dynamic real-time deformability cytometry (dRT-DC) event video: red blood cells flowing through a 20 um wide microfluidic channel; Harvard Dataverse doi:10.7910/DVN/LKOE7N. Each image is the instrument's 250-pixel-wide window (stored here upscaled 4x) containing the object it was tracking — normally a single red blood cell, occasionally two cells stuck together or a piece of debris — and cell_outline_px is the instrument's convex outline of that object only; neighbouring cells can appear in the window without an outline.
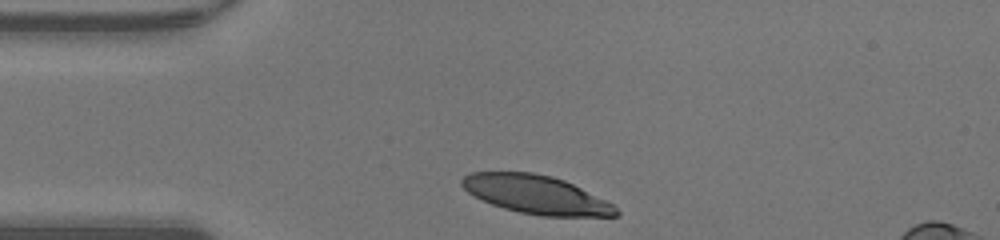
{"species": "human", "species_latin": "Homo sapiens", "temperature_condition": "warm", "stored_images_in_passage": 28, "camera_frame_rate_fps": 3000, "um_per_image_px": 0.085, "donor": {"sex": "male"}, "frame": {"image": 1, "passage_image": 1, "time_ms": 0.0, "image_size_px": [1000, 240], "cell_outline_px": [[620, 216], [540, 216], [520, 212], [504, 208], [492, 204], [468, 192], [460, 184], [460, 180], [464, 176], [472, 172], [532, 172], [552, 176], [564, 180], [612, 204], [620, 212]], "centroid_in_image_um": [45.56, 16.54], "position_along_channel_um": 39.4, "area_um2": 34.16}}
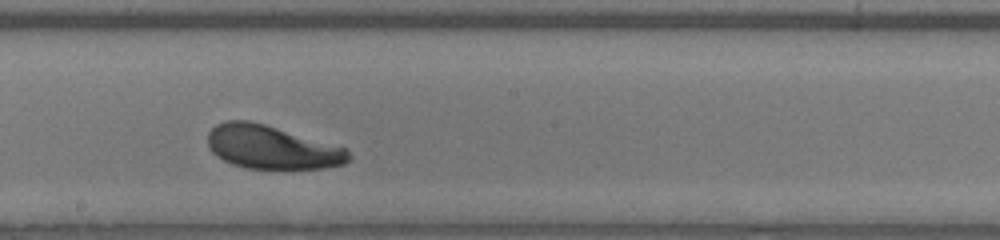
{"frame": {"image": 2, "passage_image": 16, "time_ms": 5.0, "image_size_px": [1000, 240], "cell_outline_px": [[352, 160], [344, 164], [324, 168], [248, 168], [232, 164], [216, 156], [212, 152], [208, 144], [208, 132], [216, 124], [224, 120], [248, 120], [264, 124], [348, 148], [352, 156]], "centroid_in_image_um": [23.12, 12.51], "position_along_channel_um": 225.1, "area_um2": 35.72}}
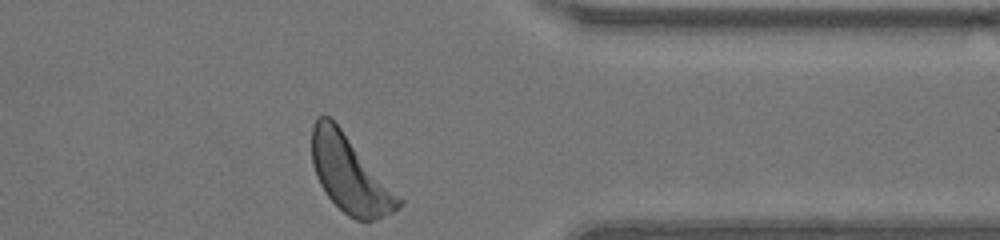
{"frame": {"image": 3, "passage_image": 28, "time_ms": 9.0, "image_size_px": [1000, 240], "cell_outline_px": [[404, 204], [392, 212], [372, 220], [356, 220], [348, 216], [324, 192], [316, 176], [312, 164], [312, 124], [316, 116], [328, 116], [340, 128], [404, 200]], "centroid_in_image_um": [29.73, 14.82], "position_along_channel_um": 381.7, "area_um2": 38.26}, "authors_computed_cell_mechanics": {"area_um2": 36.5874, "velocity_mm_per_s": 4.2622, "shape_relaxation_time_tau1_ms": 1.5185, "shape_relaxation_time_tau2_ms": null, "deformation_change_tau1": 0.1161, "deformation_change_tau2": null}}